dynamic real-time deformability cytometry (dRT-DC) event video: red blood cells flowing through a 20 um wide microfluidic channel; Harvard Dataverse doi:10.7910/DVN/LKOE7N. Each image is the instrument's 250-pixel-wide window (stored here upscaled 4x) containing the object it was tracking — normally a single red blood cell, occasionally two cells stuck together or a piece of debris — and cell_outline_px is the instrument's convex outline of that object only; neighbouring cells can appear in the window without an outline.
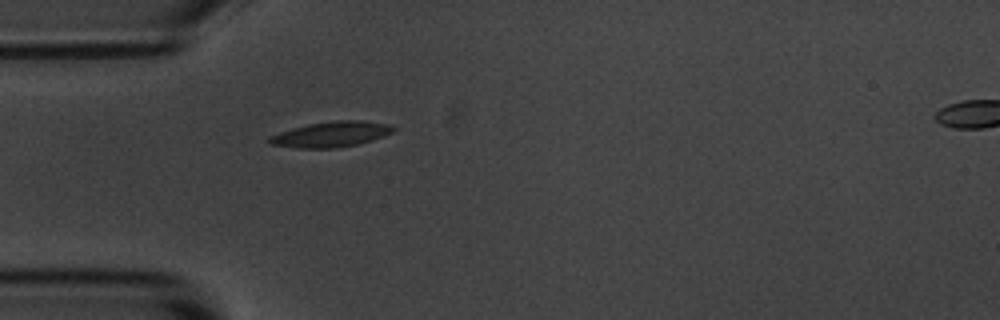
{"species": "common noctule bat (a hibernating species)", "species_latin": "Nyctalus noctula", "temperature_condition": "room temperature", "stored_images_in_passage": 40, "camera_frame_rate_fps": 3000, "um_per_image_px": 0.085, "animal": {"sex": "male", "body_mass_g": 20.1, "forearm_length_mm": 53.5}, "frame": {"image": 1, "passage_image": 1, "time_ms": 0.0, "image_size_px": [1000, 320], "cell_outline_px": [[396, 128], [392, 132], [384, 136], [372, 140], [356, 144], [336, 148], [300, 148], [272, 144], [268, 140], [268, 136], [280, 132], [308, 124], [336, 120], [360, 120], [388, 124]], "centroid_in_image_um": [28.16, 11.41], "position_along_channel_um": 56.8, "area_um2": 18.15}}
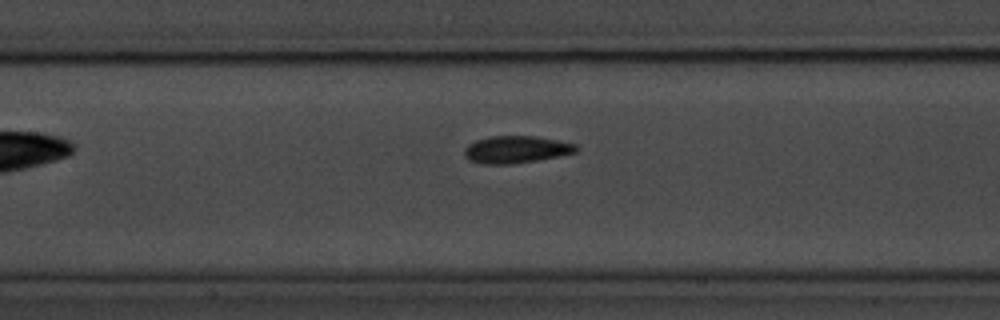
{"frame": {"image": 2, "passage_image": 10, "time_ms": 3.0, "image_size_px": [1000, 320], "cell_outline_px": [[580, 148], [576, 152], [560, 156], [512, 164], [484, 164], [468, 160], [464, 156], [464, 148], [468, 144], [476, 140], [488, 136], [536, 136], [576, 144]], "centroid_in_image_um": [43.85, 12.71], "position_along_channel_um": 163.5, "area_um2": 17.86}}
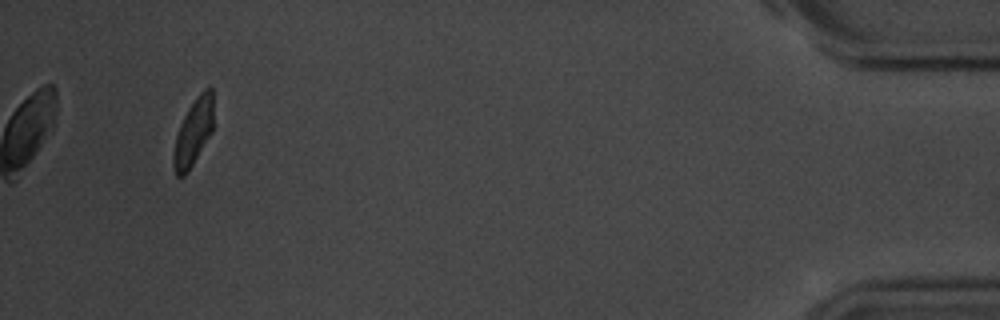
{"frame": {"image": 3, "passage_image": 37, "time_ms": 12.0, "image_size_px": [1000, 320], "cell_outline_px": [[212, 132], [188, 172], [184, 176], [176, 176], [172, 164], [172, 156], [176, 136], [180, 124], [188, 108], [196, 96], [204, 88], [212, 88]], "centroid_in_image_um": [16.41, 11.27], "position_along_channel_um": 418.8, "area_um2": 15.49}, "authors_computed_cell_mechanics": {"area_um2": 17.1088, "velocity_mm_per_s": 3.6626, "shape_relaxation_time_tau1_ms": 3.6371, "shape_relaxation_time_tau2_ms": 2.0187, "deformation_change_tau1": 0.1161, "deformation_change_tau2": 0.0811}}